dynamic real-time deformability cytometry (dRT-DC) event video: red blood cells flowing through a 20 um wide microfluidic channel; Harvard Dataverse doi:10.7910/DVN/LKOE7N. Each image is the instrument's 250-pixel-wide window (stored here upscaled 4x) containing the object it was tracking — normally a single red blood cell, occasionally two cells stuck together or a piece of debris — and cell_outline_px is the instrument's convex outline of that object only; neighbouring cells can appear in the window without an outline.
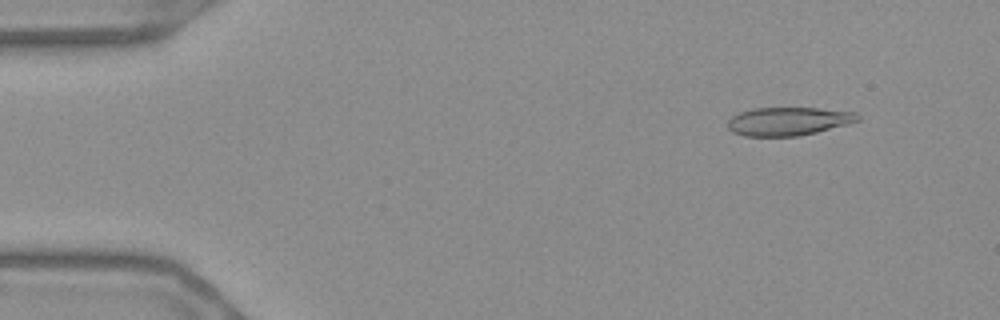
{"species": "Egyptian fruit bat (a non-hibernating species)", "species_latin": "Rousettus aegyptiacus", "temperature_condition": "warm", "stored_images_in_passage": 55, "camera_frame_rate_fps": 3000, "um_per_image_px": 0.085, "frame": {"image": 1, "passage_image": 6, "time_ms": 1.667, "image_size_px": [1000, 320], "cell_outline_px": [[860, 120], [848, 124], [800, 136], [744, 136], [732, 132], [728, 128], [728, 120], [732, 116], [740, 112], [752, 108], [816, 108], [856, 112], [860, 116]], "centroid_in_image_um": [67.0, 10.31], "position_along_channel_um": 18.0, "area_um2": 21.5}}
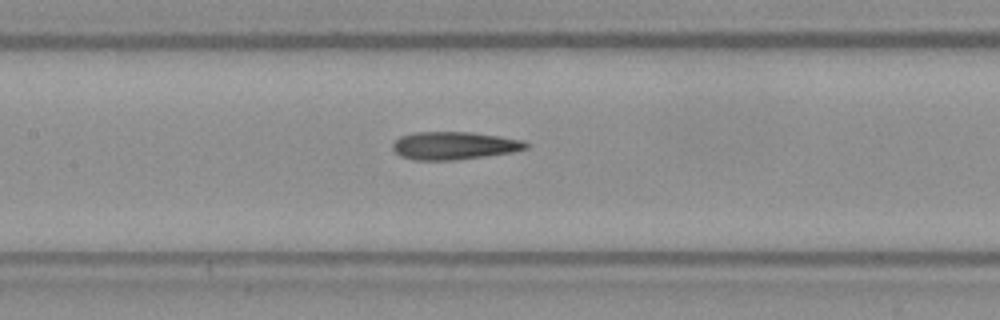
{"frame": {"image": 2, "passage_image": 26, "time_ms": 8.333, "image_size_px": [1000, 320], "cell_outline_px": [[532, 144], [528, 148], [512, 152], [456, 160], [412, 160], [400, 156], [392, 148], [392, 144], [400, 136], [412, 132], [472, 132], [500, 136], [524, 140]], "centroid_in_image_um": [38.62, 12.37], "position_along_channel_um": 168.8, "area_um2": 21.85}}
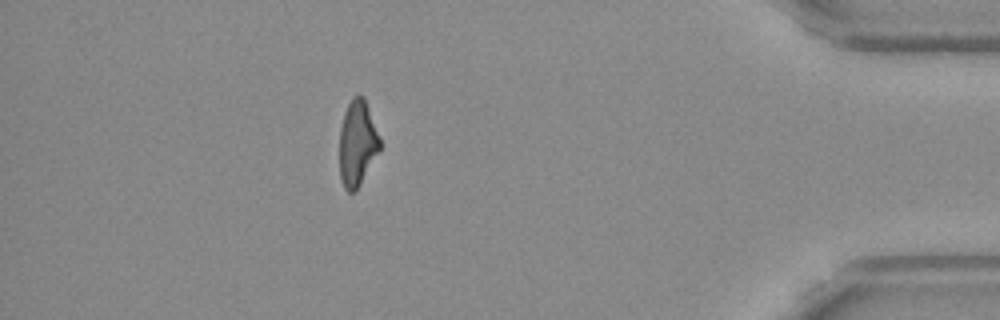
{"frame": {"image": 3, "passage_image": 49, "time_ms": 16.0, "image_size_px": [1000, 320], "cell_outline_px": [[380, 148], [356, 192], [348, 192], [344, 188], [340, 180], [340, 128], [344, 112], [352, 96], [364, 96], [380, 136]], "centroid_in_image_um": [30.36, 12.18], "position_along_channel_um": 404.8, "area_um2": 20.17}, "authors_computed_cell_mechanics": {"area_um2": 21.5594, "velocity_mm_per_s": 3.6994, "shape_relaxation_time_tau1_ms": null, "shape_relaxation_time_tau2_ms": 3.7766, "deformation_change_tau1": null, "deformation_change_tau2": 0.1511}}